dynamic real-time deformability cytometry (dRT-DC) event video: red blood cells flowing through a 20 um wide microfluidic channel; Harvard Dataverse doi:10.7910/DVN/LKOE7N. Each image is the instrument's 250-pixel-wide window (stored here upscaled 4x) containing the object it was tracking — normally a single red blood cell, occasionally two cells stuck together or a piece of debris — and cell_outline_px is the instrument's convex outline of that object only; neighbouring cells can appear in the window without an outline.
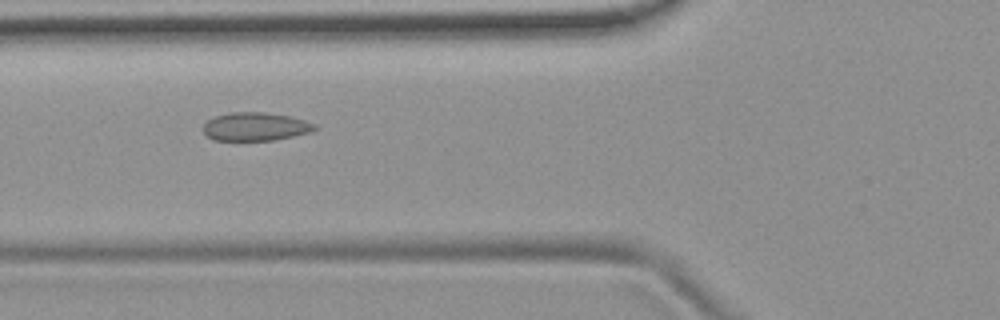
{"species": "common noctule bat (a hibernating species)", "species_latin": "Nyctalus noctula", "temperature_condition": "room temperature", "stored_images_in_passage": 7, "camera_frame_rate_fps": 3000, "um_per_image_px": 0.085, "animal": {"sex": "female", "body_mass_g": 19.9}, "frame": {"image": 1, "passage_image": 6, "time_ms": 5.667, "image_size_px": [1000, 320], "cell_outline_px": [[316, 128], [308, 132], [292, 136], [272, 140], [212, 140], [204, 132], [204, 124], [208, 120], [216, 116], [232, 112], [264, 112], [288, 116], [304, 120], [316, 124]], "centroid_in_image_um": [21.68, 10.76], "position_along_channel_um": 104.1, "area_um2": 18.09}}
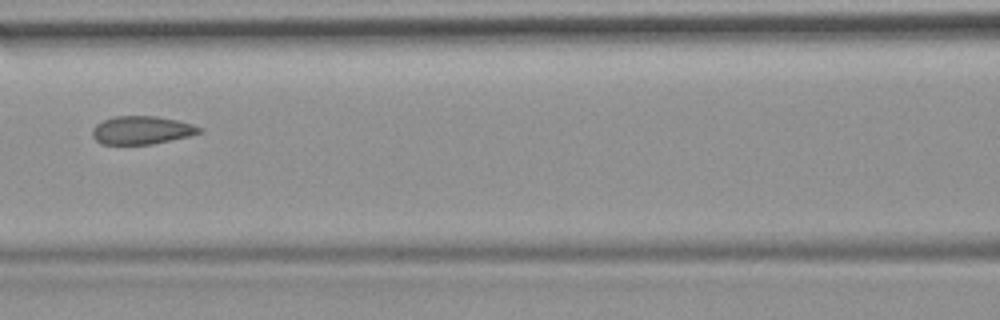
{"frame": {"image": 2, "passage_image": 7, "time_ms": 7.0, "image_size_px": [1000, 320], "cell_outline_px": [[204, 132], [188, 136], [152, 144], [100, 144], [92, 136], [92, 128], [96, 124], [104, 120], [116, 116], [156, 116], [176, 120], [192, 124], [204, 128]], "centroid_in_image_um": [12.05, 11.06], "position_along_channel_um": 154.5, "area_um2": 17.57}}